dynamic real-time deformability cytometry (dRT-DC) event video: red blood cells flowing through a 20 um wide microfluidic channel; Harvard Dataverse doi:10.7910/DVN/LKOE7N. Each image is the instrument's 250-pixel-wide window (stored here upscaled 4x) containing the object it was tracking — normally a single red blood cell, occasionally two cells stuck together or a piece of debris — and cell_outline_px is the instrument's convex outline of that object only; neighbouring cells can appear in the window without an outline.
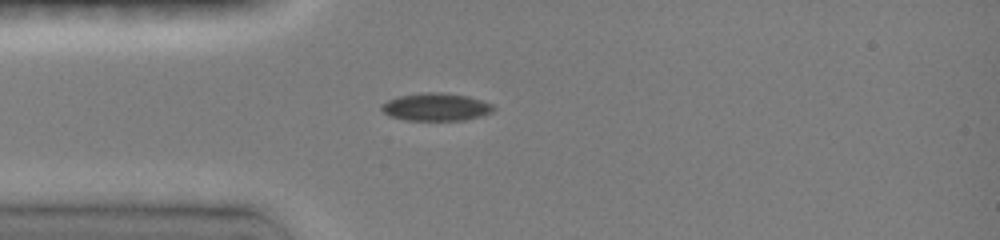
{"species": "common noctule bat (a hibernating species)", "species_latin": "Nyctalus noctula", "temperature_condition": "room temperature", "stored_images_in_passage": 50, "camera_frame_rate_fps": 3000, "um_per_image_px": 0.085, "animal": {"sex": "female", "body_mass_g": 19.0, "forearm_length_mm": 51.5}, "frame": {"image": 1, "passage_image": 1, "time_ms": 0.0, "image_size_px": [1000, 240], "cell_outline_px": [[496, 108], [492, 112], [480, 116], [464, 120], [408, 120], [388, 116], [380, 108], [380, 104], [388, 100], [400, 96], [424, 92], [440, 92], [468, 96], [492, 104]], "centroid_in_image_um": [37.04, 9.09], "position_along_channel_um": 48.0, "area_um2": 18.03}}
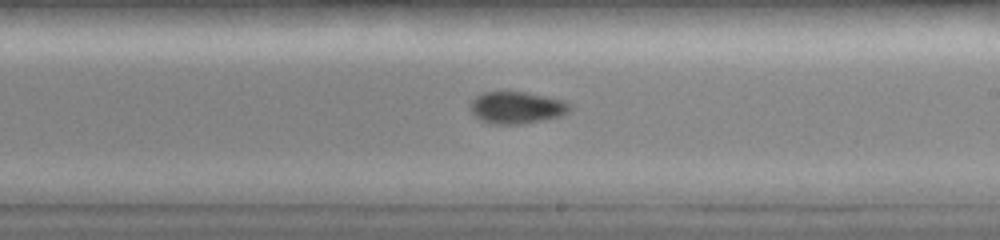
{"frame": {"image": 2, "passage_image": 24, "time_ms": 5.0, "image_size_px": [1000, 240], "cell_outline_px": [[572, 108], [568, 112], [560, 116], [524, 124], [492, 124], [480, 120], [468, 108], [468, 104], [476, 96], [484, 92], [524, 92], [564, 100]], "centroid_in_image_um": [43.88, 9.15], "position_along_channel_um": 245.1, "area_um2": 18.55}}
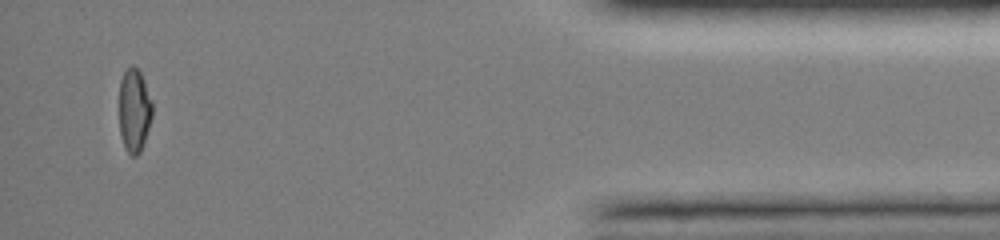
{"frame": {"image": 3, "passage_image": 46, "time_ms": 10.667, "image_size_px": [1000, 240], "cell_outline_px": [[152, 116], [140, 152], [136, 156], [132, 156], [124, 148], [120, 132], [120, 80], [124, 72], [132, 64], [140, 72], [144, 80], [152, 100]], "centroid_in_image_um": [11.41, 9.37], "position_along_channel_um": 423.8, "area_um2": 15.95}, "authors_computed_cell_mechanics": {"area_um2": 18.4671, "velocity_mm_per_s": 4.0815, "shape_relaxation_time_tau1_ms": null, "shape_relaxation_time_tau2_ms": 3.2586, "deformation_change_tau1": null, "deformation_change_tau2": 0.0547}}